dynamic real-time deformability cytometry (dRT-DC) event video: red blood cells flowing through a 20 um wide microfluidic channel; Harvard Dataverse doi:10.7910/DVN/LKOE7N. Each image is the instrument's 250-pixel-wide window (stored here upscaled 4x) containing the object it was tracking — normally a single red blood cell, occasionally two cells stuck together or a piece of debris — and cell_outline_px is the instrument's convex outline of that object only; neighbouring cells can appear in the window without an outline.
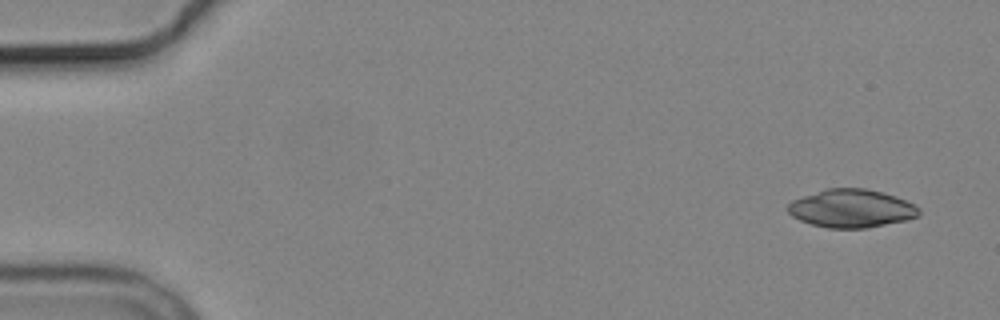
{"species": "common noctule bat (a hibernating species)", "species_latin": "Nyctalus noctula", "temperature_condition": "cold", "stored_images_in_passage": 6, "camera_frame_rate_fps": 3000, "um_per_image_px": 0.085, "animal": {"sex": "male", "body_mass_g": 19.2, "forearm_length_mm": 51.8}, "frame": {"image": 1, "passage_image": 1, "time_ms": 0.0, "image_size_px": [1000, 320], "cell_outline_px": [[920, 216], [908, 220], [868, 228], [828, 228], [812, 224], [800, 220], [792, 216], [788, 212], [788, 204], [792, 200], [824, 188], [864, 188], [896, 196], [916, 204], [920, 208]], "centroid_in_image_um": [72.41, 17.72], "position_along_channel_um": 12.6, "area_um2": 29.42}}